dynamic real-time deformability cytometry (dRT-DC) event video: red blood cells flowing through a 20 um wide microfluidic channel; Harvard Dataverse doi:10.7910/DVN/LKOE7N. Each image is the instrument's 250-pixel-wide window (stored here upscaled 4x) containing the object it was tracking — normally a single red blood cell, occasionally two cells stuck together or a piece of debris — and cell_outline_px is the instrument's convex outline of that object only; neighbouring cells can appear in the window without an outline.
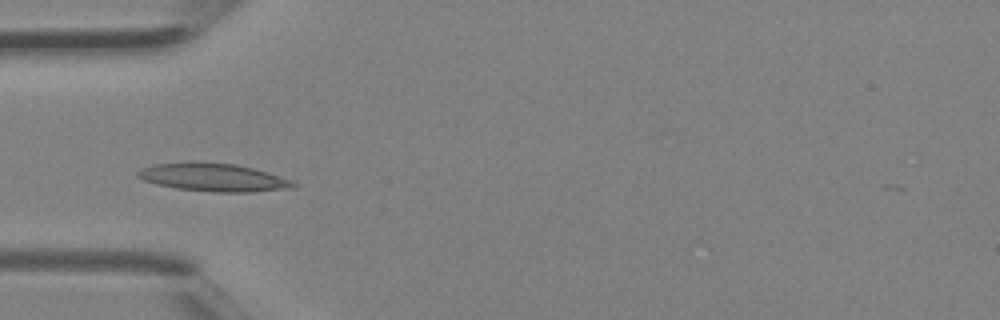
{"species": "Egyptian fruit bat (a non-hibernating species)", "species_latin": "Rousettus aegyptiacus", "temperature_condition": "room temperature", "stored_images_in_passage": 4, "camera_frame_rate_fps": 3000, "um_per_image_px": 0.085, "animal": {"sex": "female"}, "frame": {"image": 1, "passage_image": 3, "time_ms": 0.667, "image_size_px": [1000, 320], "cell_outline_px": [[296, 188], [252, 192], [216, 192], [176, 188], [156, 184], [144, 180], [136, 176], [136, 172], [144, 168], [156, 164], [188, 160], [236, 164], [268, 172], [292, 180], [296, 184]], "centroid_in_image_um": [18.14, 15.06], "position_along_channel_um": 66.9, "area_um2": 25.72}}
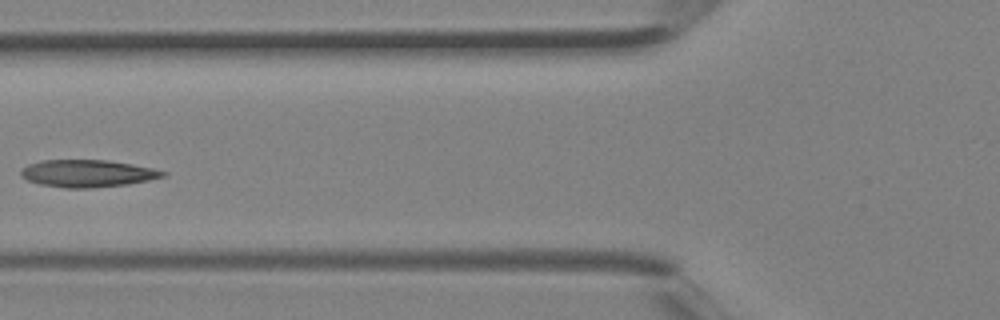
{"frame": {"image": 2, "passage_image": 4, "time_ms": 1.0, "image_size_px": [1000, 320], "cell_outline_px": [[168, 176], [128, 184], [88, 188], [64, 188], [40, 184], [28, 180], [20, 176], [20, 172], [28, 164], [40, 160], [108, 160], [132, 164], [152, 168], [168, 172]], "centroid_in_image_um": [7.45, 14.74], "position_along_channel_um": 118.3, "area_um2": 22.6}}